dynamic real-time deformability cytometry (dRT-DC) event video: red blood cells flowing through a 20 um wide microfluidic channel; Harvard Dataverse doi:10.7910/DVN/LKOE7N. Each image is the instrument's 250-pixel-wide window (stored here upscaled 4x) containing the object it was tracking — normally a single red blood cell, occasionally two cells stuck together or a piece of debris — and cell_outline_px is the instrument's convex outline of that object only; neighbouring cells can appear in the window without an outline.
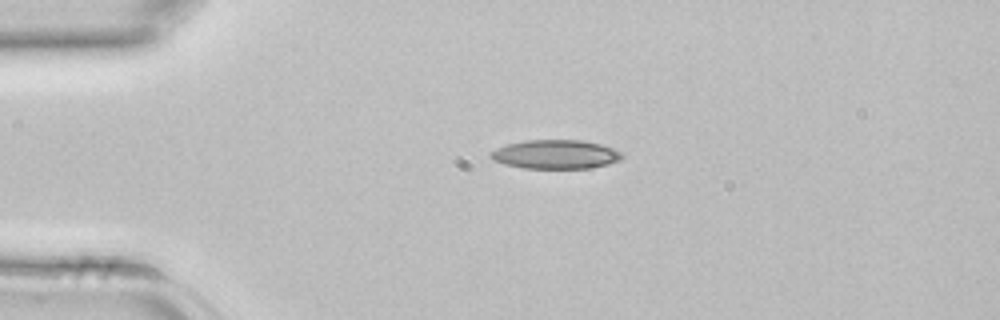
{"species": "common noctule bat (a hibernating species)", "species_latin": "Nyctalus noctula", "temperature_condition": "room temperature", "stored_images_in_passage": 34, "camera_frame_rate_fps": 3000, "um_per_image_px": 0.085, "animal": {"sex": "female", "body_mass_g": 22.7, "forearm_length_mm": 54.2}, "frame": {"image": 1, "passage_image": 1, "time_ms": 0.0, "image_size_px": [1000, 320], "cell_outline_px": [[624, 156], [620, 160], [608, 164], [592, 168], [524, 168], [504, 164], [488, 156], [488, 152], [496, 148], [508, 144], [524, 140], [580, 140], [600, 144], [612, 148], [620, 152]], "centroid_in_image_um": [47.21, 13.12], "position_along_channel_um": 37.8, "area_um2": 22.14}}
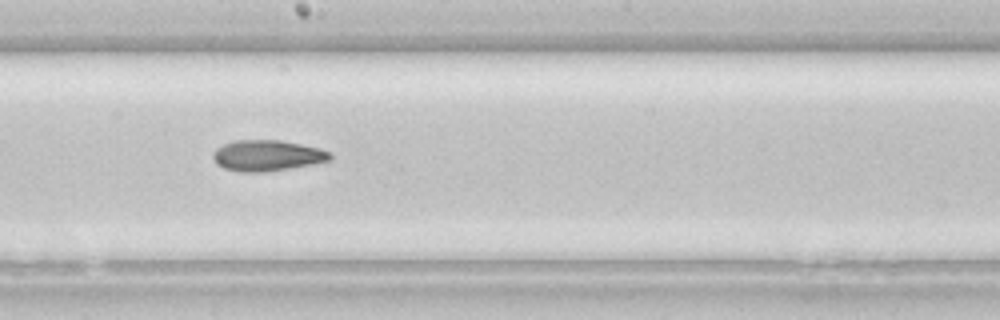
{"frame": {"image": 2, "passage_image": 15, "time_ms": 4.667, "image_size_px": [1000, 320], "cell_outline_px": [[332, 160], [312, 164], [268, 172], [240, 172], [224, 168], [216, 164], [212, 156], [212, 152], [216, 148], [224, 144], [236, 140], [280, 140], [320, 148], [332, 152]], "centroid_in_image_um": [22.71, 13.22], "position_along_channel_um": 225.5, "area_um2": 21.27}}
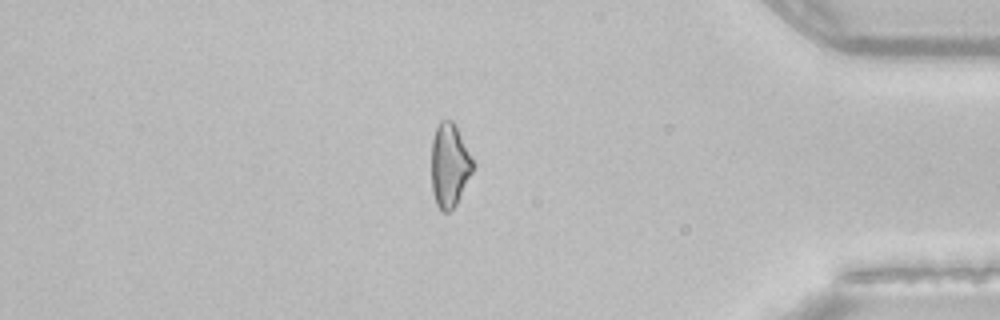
{"frame": {"image": 3, "passage_image": 28, "time_ms": 9.0, "image_size_px": [1000, 320], "cell_outline_px": [[472, 172], [456, 204], [448, 212], [440, 212], [436, 204], [432, 192], [432, 140], [436, 128], [440, 120], [452, 120], [472, 160]], "centroid_in_image_um": [38.17, 14.09], "position_along_channel_um": 397.0, "area_um2": 19.65}}